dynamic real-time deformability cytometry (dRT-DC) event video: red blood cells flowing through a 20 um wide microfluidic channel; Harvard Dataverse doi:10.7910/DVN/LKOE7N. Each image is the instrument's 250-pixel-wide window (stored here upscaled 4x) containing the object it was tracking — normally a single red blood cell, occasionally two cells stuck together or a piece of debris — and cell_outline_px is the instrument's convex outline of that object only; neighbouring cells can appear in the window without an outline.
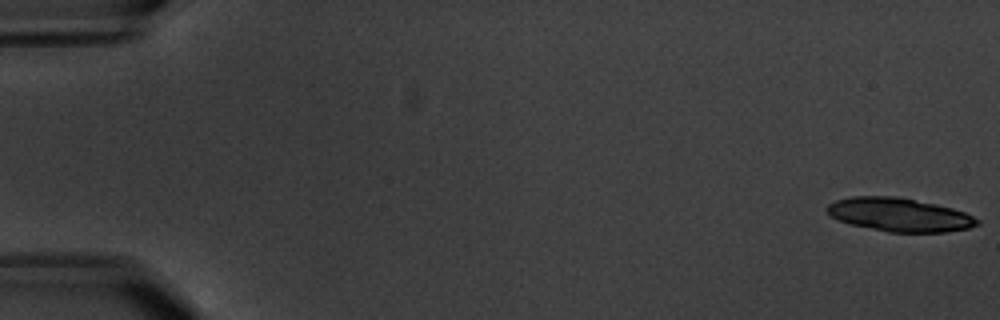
{"species": "common noctule bat (a hibernating species)", "species_latin": "Nyctalus noctula", "temperature_condition": "warm", "stored_images_in_passage": 6, "camera_frame_rate_fps": 3000, "um_per_image_px": 0.085, "animal": {"sex": "male", "body_mass_g": 20.1, "forearm_length_mm": 53.5}, "frame": {"image": 1, "passage_image": 1, "time_ms": 0.0, "image_size_px": [1000, 320], "cell_outline_px": [[980, 224], [968, 228], [944, 232], [888, 232], [848, 224], [832, 216], [824, 208], [828, 204], [836, 200], [852, 196], [896, 196], [936, 204], [952, 208], [964, 212], [980, 220]], "centroid_in_image_um": [76.43, 18.25], "position_along_channel_um": 8.6, "area_um2": 29.3}}